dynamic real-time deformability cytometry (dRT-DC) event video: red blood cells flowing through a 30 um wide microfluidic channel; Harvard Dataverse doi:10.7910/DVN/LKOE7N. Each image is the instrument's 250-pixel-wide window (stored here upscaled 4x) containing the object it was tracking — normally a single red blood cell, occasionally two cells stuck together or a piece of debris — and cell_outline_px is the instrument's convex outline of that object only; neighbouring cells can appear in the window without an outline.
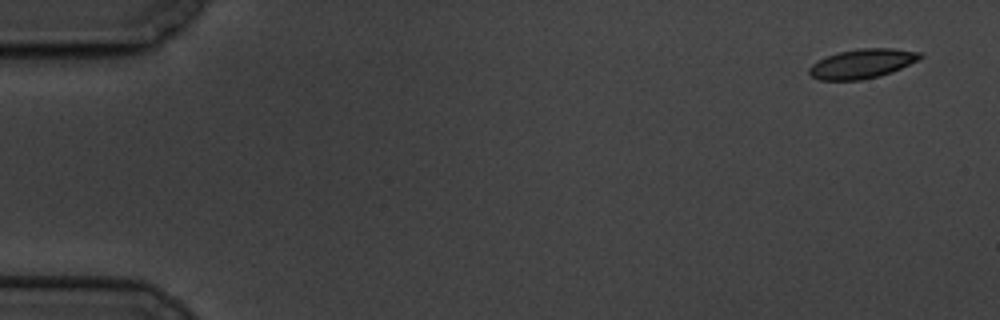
{"species": "common noctule bat (a hibernating species)", "species_latin": "Nyctalus noctula", "temperature_condition": "cold", "stored_images_in_passage": 6, "camera_frame_rate_fps": 3000, "um_per_image_px": 0.085, "animal": {"sex": "male", "body_mass_g": 19.5, "forearm_length_mm": 54.6}, "frame": {"image": 1, "passage_image": 1, "time_ms": 0.0, "image_size_px": [1000, 320], "cell_outline_px": [[924, 56], [892, 72], [880, 76], [860, 80], [820, 80], [812, 76], [808, 72], [808, 68], [812, 64], [828, 56], [840, 52], [860, 48], [892, 48], [920, 52]], "centroid_in_image_um": [73.28, 5.41], "position_along_channel_um": 11.7, "area_um2": 18.73}}
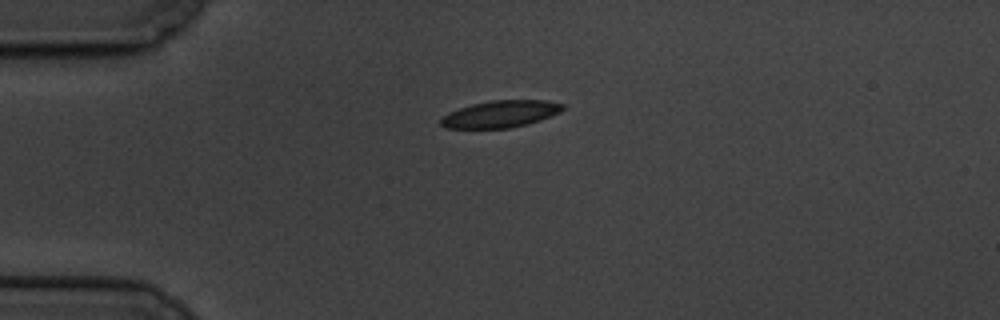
{"frame": {"image": 2, "passage_image": 4, "time_ms": 4.0, "image_size_px": [1000, 320], "cell_outline_px": [[564, 108], [560, 112], [540, 120], [508, 128], [448, 128], [440, 124], [440, 120], [448, 112], [472, 104], [488, 100], [548, 100], [564, 104]], "centroid_in_image_um": [42.55, 9.68], "position_along_channel_um": 42.5, "area_um2": 19.02}}
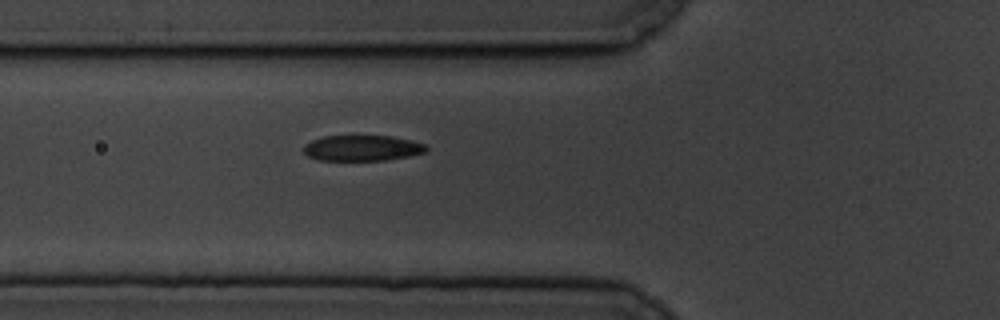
{"frame": {"image": 3, "passage_image": 6, "time_ms": 6.333, "image_size_px": [1000, 320], "cell_outline_px": [[428, 152], [408, 156], [384, 160], [320, 160], [308, 156], [304, 152], [304, 144], [312, 140], [324, 136], [392, 136], [428, 144]], "centroid_in_image_um": [30.83, 12.58], "position_along_channel_um": 95.0, "area_um2": 18.38}}